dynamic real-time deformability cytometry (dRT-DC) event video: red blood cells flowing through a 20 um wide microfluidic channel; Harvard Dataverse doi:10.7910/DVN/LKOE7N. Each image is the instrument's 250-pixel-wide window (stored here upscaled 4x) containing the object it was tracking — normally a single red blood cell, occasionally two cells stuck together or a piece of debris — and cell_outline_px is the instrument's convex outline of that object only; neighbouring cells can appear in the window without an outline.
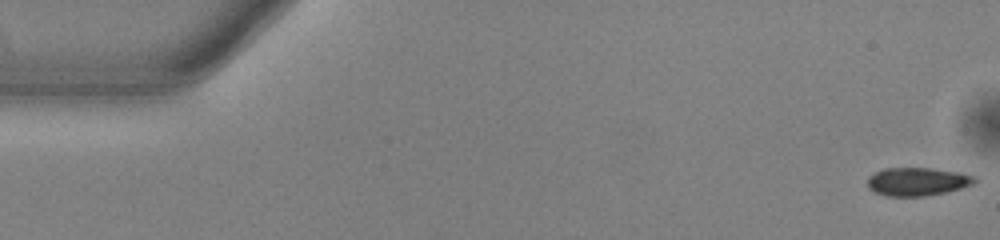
{"species": "common noctule bat (a hibernating species)", "species_latin": "Nyctalus noctula", "temperature_condition": "warm", "stored_images_in_passage": 46, "camera_frame_rate_fps": 3000, "um_per_image_px": 0.085, "animal": {"sex": "male", "body_mass_g": 13.0, "forearm_length_mm": 53.1}, "frame": {"image": 1, "passage_image": 1, "time_ms": 0.0, "image_size_px": [1000, 240], "cell_outline_px": [[980, 180], [976, 184], [944, 192], [924, 196], [888, 196], [876, 192], [868, 188], [868, 176], [884, 168], [928, 168], [960, 172], [976, 176]], "centroid_in_image_um": [78.03, 15.43], "position_along_channel_um": 7.0, "area_um2": 17.69}}
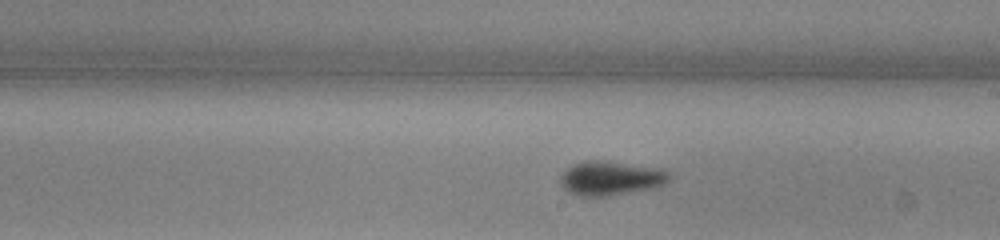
{"frame": {"image": 2, "passage_image": 30, "time_ms": 9.667, "image_size_px": [1000, 240], "cell_outline_px": [[672, 176], [664, 184], [652, 188], [604, 196], [580, 196], [568, 192], [560, 184], [560, 176], [568, 168], [576, 164], [588, 160], [596, 160], [652, 168], [668, 172]], "centroid_in_image_um": [51.86, 15.17], "position_along_channel_um": 237.1, "area_um2": 20.92}}
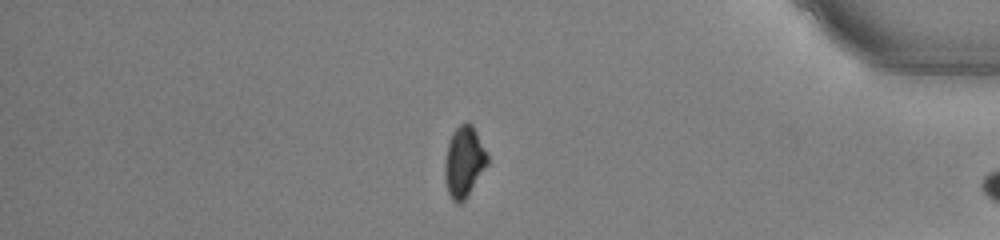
{"frame": {"image": 3, "passage_image": 45, "time_ms": 14.667, "image_size_px": [1000, 240], "cell_outline_px": [[488, 164], [468, 196], [460, 204], [456, 204], [452, 200], [448, 192], [444, 180], [444, 164], [448, 140], [452, 132], [464, 120], [468, 120], [472, 124], [488, 156]], "centroid_in_image_um": [39.42, 13.75], "position_along_channel_um": 395.8, "area_um2": 17.92}}